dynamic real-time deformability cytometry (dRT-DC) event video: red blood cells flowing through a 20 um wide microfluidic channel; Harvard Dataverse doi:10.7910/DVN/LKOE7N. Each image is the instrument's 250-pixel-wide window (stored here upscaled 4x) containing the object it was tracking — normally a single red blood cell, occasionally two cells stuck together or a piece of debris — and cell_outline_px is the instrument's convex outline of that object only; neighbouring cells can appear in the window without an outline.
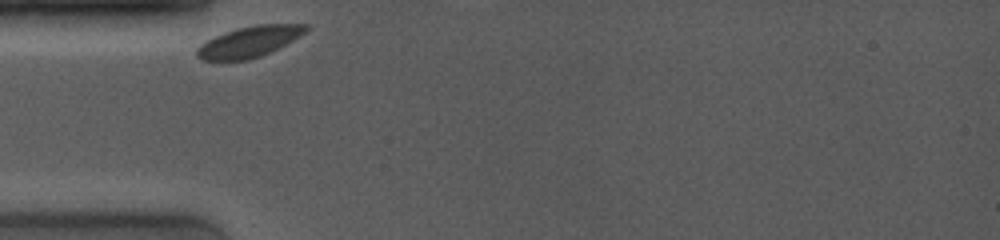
{"species": "common noctule bat (a hibernating species)", "species_latin": "Nyctalus noctula", "temperature_condition": "room temperature", "stored_images_in_passage": 13, "camera_frame_rate_fps": 4000, "um_per_image_px": 0.085, "animal": {"sex": "female", "body_mass_g": 19.0, "forearm_length_mm": 53.3}, "frame": {"image": 1, "passage_image": 1, "time_ms": 0.0, "image_size_px": [1000, 240], "cell_outline_px": [[308, 28], [300, 36], [260, 56], [248, 60], [200, 60], [196, 56], [196, 48], [200, 44], [224, 32], [236, 28], [256, 24], [308, 24]], "centroid_in_image_um": [21.14, 3.54], "position_along_channel_um": 63.9, "area_um2": 19.36}}
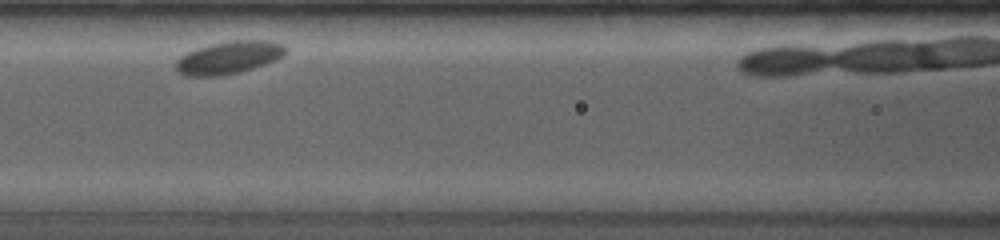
{"frame": {"image": 2, "passage_image": 7, "time_ms": 2.5, "image_size_px": [1000, 240], "cell_outline_px": [[288, 52], [284, 56], [276, 60], [240, 72], [220, 76], [188, 76], [180, 72], [176, 68], [176, 60], [180, 56], [196, 48], [208, 44], [232, 40], [268, 40], [284, 44], [288, 48]], "centroid_in_image_um": [19.5, 4.87], "position_along_channel_um": 147.1, "area_um2": 21.1}}